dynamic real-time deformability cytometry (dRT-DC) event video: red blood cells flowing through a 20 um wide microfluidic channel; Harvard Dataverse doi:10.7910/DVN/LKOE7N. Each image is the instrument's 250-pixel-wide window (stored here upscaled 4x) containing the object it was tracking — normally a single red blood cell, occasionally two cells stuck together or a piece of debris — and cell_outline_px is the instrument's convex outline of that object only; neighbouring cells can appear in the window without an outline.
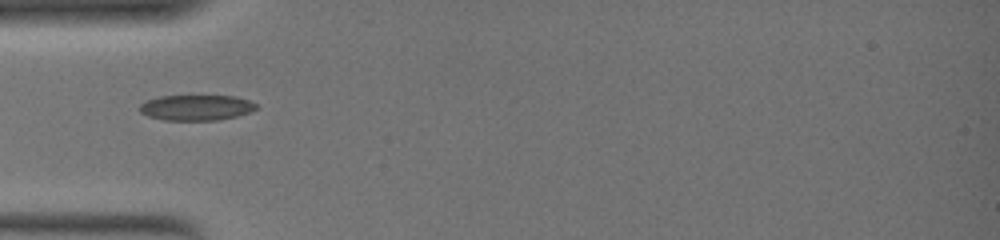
{"species": "common noctule bat (a hibernating species)", "species_latin": "Nyctalus noctula", "temperature_condition": "warm", "stored_images_in_passage": 25, "camera_frame_rate_fps": 3000, "um_per_image_px": 0.085, "animal": {"sex": "female", "body_mass_g": 19.0, "forearm_length_mm": 51.5}, "frame": {"image": 1, "passage_image": 1, "time_ms": 0.0, "image_size_px": [1000, 240], "cell_outline_px": [[256, 108], [248, 112], [236, 116], [220, 120], [164, 120], [148, 116], [140, 112], [140, 104], [148, 100], [160, 96], [236, 96], [248, 100], [256, 104]], "centroid_in_image_um": [16.67, 9.15], "position_along_channel_um": 68.3, "area_um2": 17.17}}
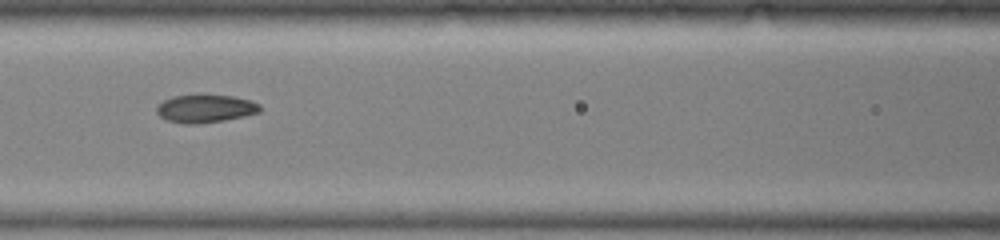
{"frame": {"image": 2, "passage_image": 16, "time_ms": 3.0, "image_size_px": [1000, 240], "cell_outline_px": [[260, 112], [244, 116], [224, 120], [196, 124], [184, 124], [168, 120], [160, 116], [156, 112], [156, 108], [164, 100], [172, 96], [200, 92], [232, 96], [252, 100], [260, 104]], "centroid_in_image_um": [17.46, 9.18], "position_along_channel_um": 149.1, "area_um2": 17.4}}
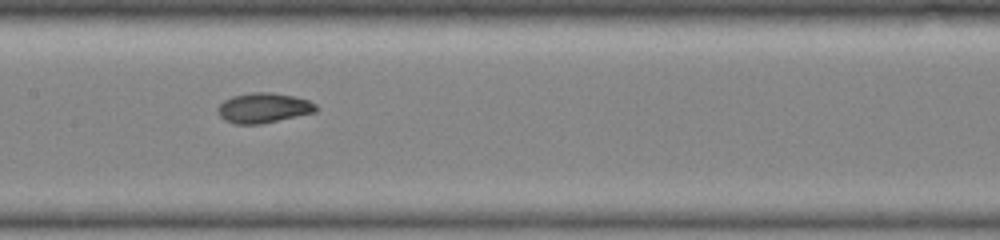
{"frame": {"image": 3, "passage_image": 24, "time_ms": 4.333, "image_size_px": [1000, 240], "cell_outline_px": [[320, 108], [316, 112], [260, 124], [236, 124], [224, 120], [216, 112], [216, 108], [224, 100], [232, 96], [252, 92], [268, 92], [292, 96], [308, 100], [316, 104]], "centroid_in_image_um": [22.38, 9.17], "position_along_channel_um": 185.0, "area_um2": 17.22}}